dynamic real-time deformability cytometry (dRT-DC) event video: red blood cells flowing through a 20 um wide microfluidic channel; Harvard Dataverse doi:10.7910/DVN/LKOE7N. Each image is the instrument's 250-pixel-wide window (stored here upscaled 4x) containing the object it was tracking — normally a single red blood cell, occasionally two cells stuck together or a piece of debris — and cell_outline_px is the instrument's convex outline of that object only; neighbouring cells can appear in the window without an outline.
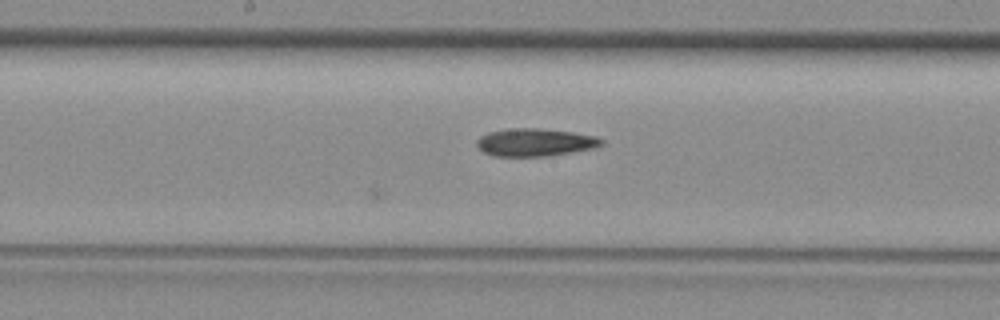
{"species": "common noctule bat (a hibernating species)", "species_latin": "Nyctalus noctula", "temperature_condition": "room temperature", "stored_images_in_passage": 32, "camera_frame_rate_fps": 3000, "um_per_image_px": 0.085, "animal": {"sex": "female", "body_mass_g": 29.2, "forearm_length_mm": 56.3}, "frame": {"image": 1, "passage_image": 13, "time_ms": 4.0, "image_size_px": [1000, 320], "cell_outline_px": [[604, 144], [596, 148], [548, 156], [492, 156], [484, 152], [476, 144], [476, 140], [480, 136], [488, 132], [504, 128], [540, 128], [572, 132], [596, 136], [604, 140]], "centroid_in_image_um": [45.48, 12.09], "position_along_channel_um": 202.7, "area_um2": 20.4}}
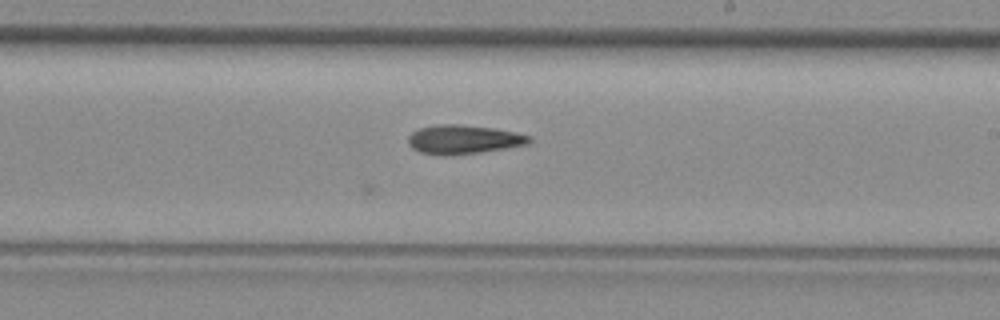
{"frame": {"image": 2, "passage_image": 16, "time_ms": 5.0, "image_size_px": [1000, 320], "cell_outline_px": [[532, 140], [528, 144], [480, 152], [448, 156], [440, 156], [420, 152], [412, 148], [408, 144], [408, 136], [412, 132], [420, 128], [436, 124], [460, 124], [492, 128], [516, 132], [532, 136]], "centroid_in_image_um": [39.38, 11.86], "position_along_channel_um": 249.6, "area_um2": 20.58}}
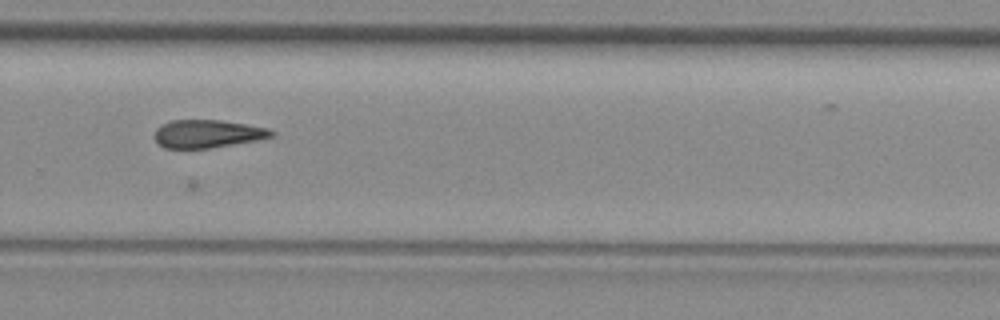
{"frame": {"image": 3, "passage_image": 20, "time_ms": 6.333, "image_size_px": [1000, 320], "cell_outline_px": [[276, 136], [260, 140], [212, 148], [164, 148], [152, 136], [156, 128], [160, 124], [172, 120], [220, 120], [268, 128], [276, 132]], "centroid_in_image_um": [17.66, 11.37], "position_along_channel_um": 312.1, "area_um2": 19.36}}